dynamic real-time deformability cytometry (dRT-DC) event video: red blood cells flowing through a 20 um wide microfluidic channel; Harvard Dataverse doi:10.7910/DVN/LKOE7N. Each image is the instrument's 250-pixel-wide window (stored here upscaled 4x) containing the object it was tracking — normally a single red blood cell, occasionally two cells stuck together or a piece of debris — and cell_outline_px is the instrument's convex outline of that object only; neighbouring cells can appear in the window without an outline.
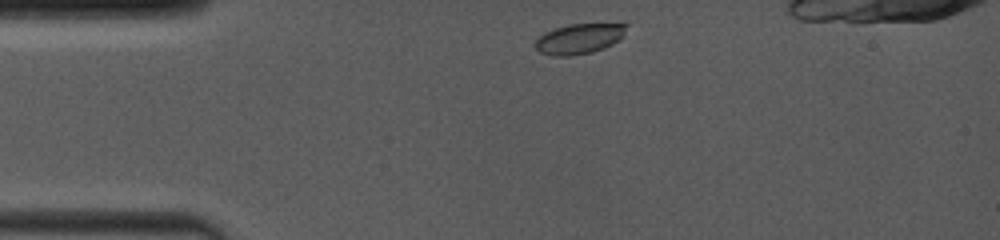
{"species": "common noctule bat (a hibernating species)", "species_latin": "Nyctalus noctula", "temperature_condition": "room temperature", "stored_images_in_passage": 26, "camera_frame_rate_fps": 4000, "um_per_image_px": 0.085, "animal": {"sex": "female", "body_mass_g": 19.0, "forearm_length_mm": 53.3}, "frame": {"image": 1, "passage_image": 1, "time_ms": 0.0, "image_size_px": [1000, 240], "cell_outline_px": [[628, 24], [624, 36], [620, 40], [604, 48], [592, 52], [568, 56], [552, 56], [540, 52], [536, 48], [536, 40], [544, 32], [568, 24]], "centroid_in_image_um": [49.25, 3.29], "position_along_channel_um": 35.8, "area_um2": 16.01}}
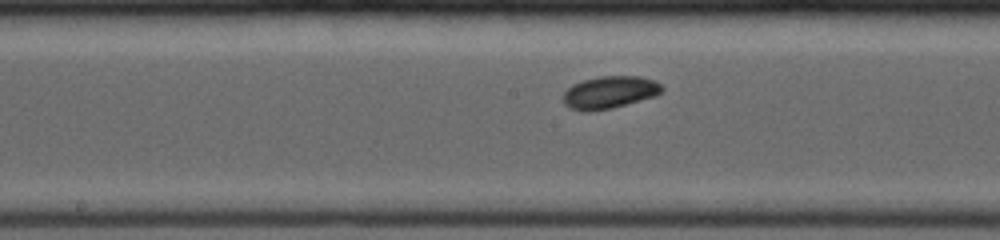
{"frame": {"image": 2, "passage_image": 16, "time_ms": 5.0, "image_size_px": [1000, 240], "cell_outline_px": [[664, 88], [656, 96], [612, 108], [584, 112], [580, 112], [568, 108], [564, 104], [560, 96], [572, 84], [584, 80], [600, 76], [640, 76], [656, 80]], "centroid_in_image_um": [51.77, 7.85], "position_along_channel_um": 196.4, "area_um2": 18.96}}
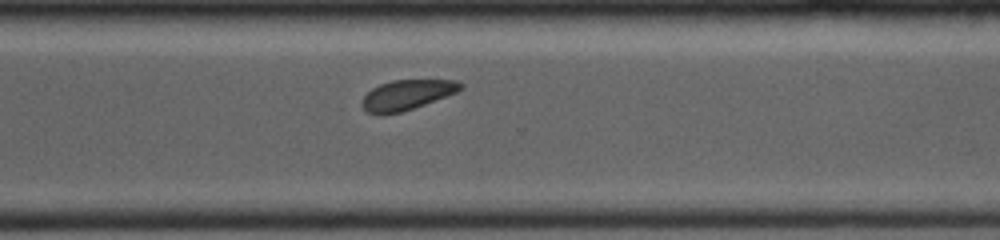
{"frame": {"image": 3, "passage_image": 26, "time_ms": 8.5, "image_size_px": [1000, 240], "cell_outline_px": [[464, 88], [456, 92], [424, 104], [400, 112], [384, 116], [380, 116], [368, 112], [360, 104], [364, 96], [372, 88], [380, 84], [392, 80], [460, 80], [464, 84]], "centroid_in_image_um": [34.57, 8.07], "position_along_channel_um": 336.0, "area_um2": 17.28}}